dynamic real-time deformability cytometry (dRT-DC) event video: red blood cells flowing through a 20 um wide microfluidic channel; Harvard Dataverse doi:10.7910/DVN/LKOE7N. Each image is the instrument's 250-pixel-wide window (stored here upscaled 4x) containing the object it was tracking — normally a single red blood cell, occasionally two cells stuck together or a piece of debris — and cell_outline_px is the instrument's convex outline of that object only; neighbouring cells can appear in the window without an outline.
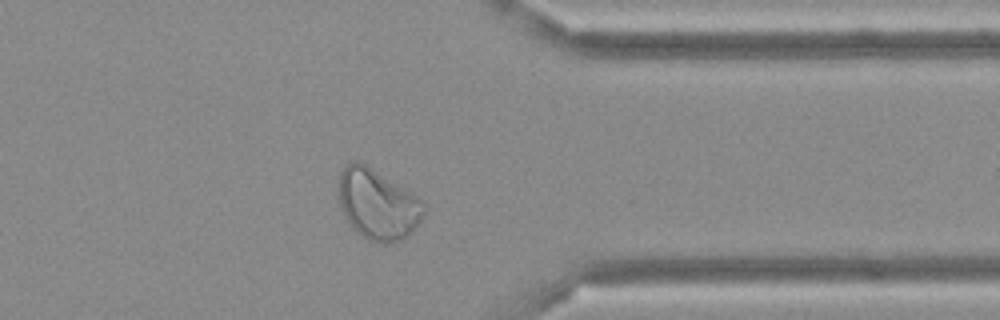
{"species": "Egyptian fruit bat (a non-hibernating species)", "species_latin": "Rousettus aegyptiacus", "temperature_condition": "cold", "stored_images_in_passage": 37, "camera_frame_rate_fps": 3000, "um_per_image_px": 0.085, "frame": {"image": 1, "passage_image": 27, "time_ms": 8.667, "image_size_px": [1000, 320], "cell_outline_px": [[424, 212], [420, 220], [408, 236], [400, 240], [388, 244], [384, 244], [368, 240], [356, 232], [352, 228], [344, 216], [336, 200], [336, 188], [340, 172], [344, 164], [356, 160], [364, 164], [404, 188], [416, 196], [424, 204]], "centroid_in_image_um": [32.01, 17.37], "position_along_channel_um": 379.4, "area_um2": 35.2}}